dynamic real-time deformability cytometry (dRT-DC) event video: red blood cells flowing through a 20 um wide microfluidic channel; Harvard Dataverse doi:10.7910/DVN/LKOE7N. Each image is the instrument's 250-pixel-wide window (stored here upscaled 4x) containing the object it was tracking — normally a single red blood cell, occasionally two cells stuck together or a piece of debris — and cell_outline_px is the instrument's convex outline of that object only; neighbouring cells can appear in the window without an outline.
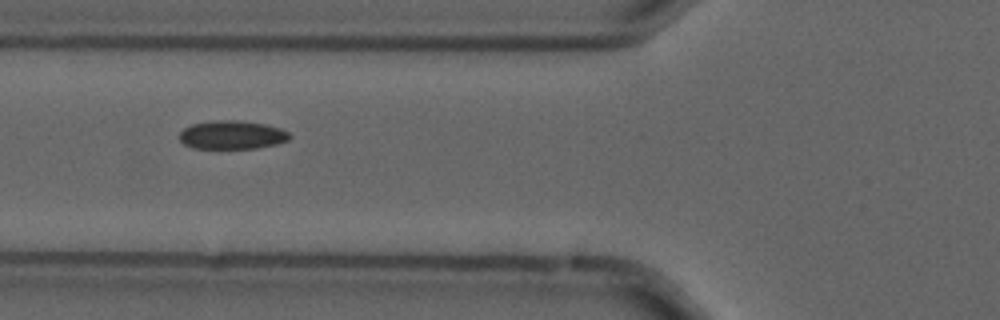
{"species": "common noctule bat (a hibernating species)", "species_latin": "Nyctalus noctula", "temperature_condition": "cold", "stored_images_in_passage": 6, "camera_frame_rate_fps": 3000, "um_per_image_px": 0.085, "animal": {"sex": "male", "forearm_length_mm": 52.5}, "frame": {"image": 1, "passage_image": 6, "time_ms": 1.667, "image_size_px": [1000, 320], "cell_outline_px": [[292, 136], [288, 140], [276, 144], [256, 148], [192, 148], [184, 144], [180, 140], [180, 132], [184, 128], [192, 124], [212, 120], [236, 120], [264, 124], [280, 128], [288, 132]], "centroid_in_image_um": [19.71, 11.46], "position_along_channel_um": 106.1, "area_um2": 18.26}}